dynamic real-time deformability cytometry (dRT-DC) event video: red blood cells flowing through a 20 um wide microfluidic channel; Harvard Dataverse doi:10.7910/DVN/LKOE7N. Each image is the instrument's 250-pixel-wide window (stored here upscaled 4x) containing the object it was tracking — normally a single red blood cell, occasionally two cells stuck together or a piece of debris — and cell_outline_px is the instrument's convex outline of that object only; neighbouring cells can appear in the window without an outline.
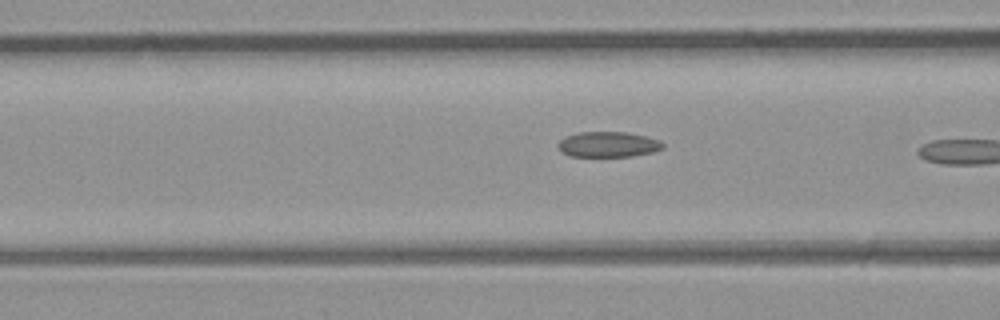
{"species": "common noctule bat (a hibernating species)", "species_latin": "Nyctalus noctula", "temperature_condition": "room temperature", "stored_images_in_passage": 6, "camera_frame_rate_fps": 3000, "um_per_image_px": 0.085, "animal": {"sex": "male", "body_mass_g": 23.1, "forearm_length_mm": 52.7}, "frame": {"image": 1, "passage_image": 4, "time_ms": 1.0, "image_size_px": [1000, 320], "cell_outline_px": [[664, 148], [652, 152], [632, 156], [568, 156], [560, 152], [556, 144], [564, 136], [580, 132], [628, 132], [660, 140], [664, 144]], "centroid_in_image_um": [51.65, 12.27], "position_along_channel_um": 114.9, "area_um2": 15.66}}
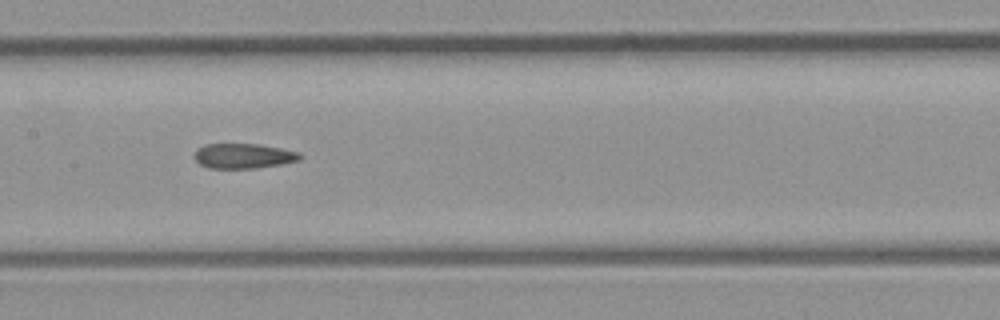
{"frame": {"image": 2, "passage_image": 6, "time_ms": 1.667, "image_size_px": [1000, 320], "cell_outline_px": [[304, 156], [300, 160], [280, 164], [256, 168], [208, 168], [200, 164], [192, 156], [204, 144], [260, 144], [300, 152]], "centroid_in_image_um": [20.72, 13.25], "position_along_channel_um": 186.7, "area_um2": 15.37}}